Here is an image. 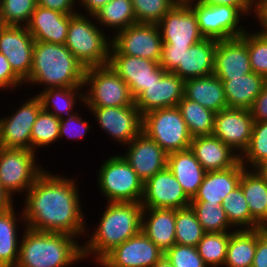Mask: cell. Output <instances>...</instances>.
<instances>
[{"label": "cell", "mask_w": 267, "mask_h": 267, "mask_svg": "<svg viewBox=\"0 0 267 267\" xmlns=\"http://www.w3.org/2000/svg\"><path fill=\"white\" fill-rule=\"evenodd\" d=\"M77 183V177L70 178L64 173L58 175L45 170L22 197L24 203L21 210L26 227L69 234L83 240L87 222L80 200V184Z\"/></svg>", "instance_id": "6da1fadb"}, {"label": "cell", "mask_w": 267, "mask_h": 267, "mask_svg": "<svg viewBox=\"0 0 267 267\" xmlns=\"http://www.w3.org/2000/svg\"><path fill=\"white\" fill-rule=\"evenodd\" d=\"M99 222L91 233L87 225L85 243H82L83 259H102L108 252L138 234L142 226L141 203L106 202ZM89 229V230H88ZM92 235H90V234Z\"/></svg>", "instance_id": "7a4b0ae2"}, {"label": "cell", "mask_w": 267, "mask_h": 267, "mask_svg": "<svg viewBox=\"0 0 267 267\" xmlns=\"http://www.w3.org/2000/svg\"><path fill=\"white\" fill-rule=\"evenodd\" d=\"M64 233L24 228L16 267H73L84 261L82 241Z\"/></svg>", "instance_id": "3957f363"}, {"label": "cell", "mask_w": 267, "mask_h": 267, "mask_svg": "<svg viewBox=\"0 0 267 267\" xmlns=\"http://www.w3.org/2000/svg\"><path fill=\"white\" fill-rule=\"evenodd\" d=\"M84 75L85 68L65 44L34 41L32 68L24 84L42 85V90L83 87Z\"/></svg>", "instance_id": "277c9868"}, {"label": "cell", "mask_w": 267, "mask_h": 267, "mask_svg": "<svg viewBox=\"0 0 267 267\" xmlns=\"http://www.w3.org/2000/svg\"><path fill=\"white\" fill-rule=\"evenodd\" d=\"M107 35L94 15L77 12L70 14L65 46L85 69L108 65L112 37Z\"/></svg>", "instance_id": "5b68a950"}, {"label": "cell", "mask_w": 267, "mask_h": 267, "mask_svg": "<svg viewBox=\"0 0 267 267\" xmlns=\"http://www.w3.org/2000/svg\"><path fill=\"white\" fill-rule=\"evenodd\" d=\"M99 165L97 186L107 202L140 203L144 182L120 155L115 154Z\"/></svg>", "instance_id": "8992f818"}, {"label": "cell", "mask_w": 267, "mask_h": 267, "mask_svg": "<svg viewBox=\"0 0 267 267\" xmlns=\"http://www.w3.org/2000/svg\"><path fill=\"white\" fill-rule=\"evenodd\" d=\"M83 88L86 107H122L135 103L126 82L109 65L86 68Z\"/></svg>", "instance_id": "52a82bcc"}, {"label": "cell", "mask_w": 267, "mask_h": 267, "mask_svg": "<svg viewBox=\"0 0 267 267\" xmlns=\"http://www.w3.org/2000/svg\"><path fill=\"white\" fill-rule=\"evenodd\" d=\"M142 132L158 143L167 154L190 149L193 139L177 106L143 115Z\"/></svg>", "instance_id": "ba28073f"}, {"label": "cell", "mask_w": 267, "mask_h": 267, "mask_svg": "<svg viewBox=\"0 0 267 267\" xmlns=\"http://www.w3.org/2000/svg\"><path fill=\"white\" fill-rule=\"evenodd\" d=\"M37 153L30 149L0 147V183L13 197L24 195L46 170L39 165Z\"/></svg>", "instance_id": "9c48e42d"}, {"label": "cell", "mask_w": 267, "mask_h": 267, "mask_svg": "<svg viewBox=\"0 0 267 267\" xmlns=\"http://www.w3.org/2000/svg\"><path fill=\"white\" fill-rule=\"evenodd\" d=\"M194 11L200 33L204 38L228 40L238 38L246 32L247 26L241 25L244 15L236 8L226 5H203L188 3Z\"/></svg>", "instance_id": "30bf717a"}, {"label": "cell", "mask_w": 267, "mask_h": 267, "mask_svg": "<svg viewBox=\"0 0 267 267\" xmlns=\"http://www.w3.org/2000/svg\"><path fill=\"white\" fill-rule=\"evenodd\" d=\"M101 131L119 145H127L142 132L143 116L135 103L122 107H86Z\"/></svg>", "instance_id": "8fae6325"}, {"label": "cell", "mask_w": 267, "mask_h": 267, "mask_svg": "<svg viewBox=\"0 0 267 267\" xmlns=\"http://www.w3.org/2000/svg\"><path fill=\"white\" fill-rule=\"evenodd\" d=\"M26 99L15 112L0 118V147L31 150L33 124L42 107L35 94Z\"/></svg>", "instance_id": "7c38bea8"}, {"label": "cell", "mask_w": 267, "mask_h": 267, "mask_svg": "<svg viewBox=\"0 0 267 267\" xmlns=\"http://www.w3.org/2000/svg\"><path fill=\"white\" fill-rule=\"evenodd\" d=\"M111 39L121 55L160 60L163 42L157 24L136 23L118 31Z\"/></svg>", "instance_id": "4fadbf2b"}, {"label": "cell", "mask_w": 267, "mask_h": 267, "mask_svg": "<svg viewBox=\"0 0 267 267\" xmlns=\"http://www.w3.org/2000/svg\"><path fill=\"white\" fill-rule=\"evenodd\" d=\"M128 85L134 100L155 81H159L166 72L159 62L121 55L112 45L108 64Z\"/></svg>", "instance_id": "5bb4252c"}, {"label": "cell", "mask_w": 267, "mask_h": 267, "mask_svg": "<svg viewBox=\"0 0 267 267\" xmlns=\"http://www.w3.org/2000/svg\"><path fill=\"white\" fill-rule=\"evenodd\" d=\"M157 25L162 44L191 47L204 39L196 15L186 1L177 2Z\"/></svg>", "instance_id": "9a60e30c"}, {"label": "cell", "mask_w": 267, "mask_h": 267, "mask_svg": "<svg viewBox=\"0 0 267 267\" xmlns=\"http://www.w3.org/2000/svg\"><path fill=\"white\" fill-rule=\"evenodd\" d=\"M191 199L183 191L173 173L166 167L143 184V208L179 209L190 206Z\"/></svg>", "instance_id": "2e32d148"}, {"label": "cell", "mask_w": 267, "mask_h": 267, "mask_svg": "<svg viewBox=\"0 0 267 267\" xmlns=\"http://www.w3.org/2000/svg\"><path fill=\"white\" fill-rule=\"evenodd\" d=\"M253 123L250 109L225 108L215 115L212 135L241 156L249 145Z\"/></svg>", "instance_id": "e0dca14e"}, {"label": "cell", "mask_w": 267, "mask_h": 267, "mask_svg": "<svg viewBox=\"0 0 267 267\" xmlns=\"http://www.w3.org/2000/svg\"><path fill=\"white\" fill-rule=\"evenodd\" d=\"M34 41L27 26L5 25L0 30V53L23 81L32 68Z\"/></svg>", "instance_id": "ac0fdd59"}, {"label": "cell", "mask_w": 267, "mask_h": 267, "mask_svg": "<svg viewBox=\"0 0 267 267\" xmlns=\"http://www.w3.org/2000/svg\"><path fill=\"white\" fill-rule=\"evenodd\" d=\"M164 252L142 230L108 252L102 260L110 267H152Z\"/></svg>", "instance_id": "d6986e66"}, {"label": "cell", "mask_w": 267, "mask_h": 267, "mask_svg": "<svg viewBox=\"0 0 267 267\" xmlns=\"http://www.w3.org/2000/svg\"><path fill=\"white\" fill-rule=\"evenodd\" d=\"M124 148L127 151L120 155L143 182L167 167L168 154L158 143L143 132L125 145Z\"/></svg>", "instance_id": "ffe728a7"}, {"label": "cell", "mask_w": 267, "mask_h": 267, "mask_svg": "<svg viewBox=\"0 0 267 267\" xmlns=\"http://www.w3.org/2000/svg\"><path fill=\"white\" fill-rule=\"evenodd\" d=\"M184 89L185 80L173 72H165L135 99V105L142 116L153 110L176 107L184 97Z\"/></svg>", "instance_id": "44dd1931"}, {"label": "cell", "mask_w": 267, "mask_h": 267, "mask_svg": "<svg viewBox=\"0 0 267 267\" xmlns=\"http://www.w3.org/2000/svg\"><path fill=\"white\" fill-rule=\"evenodd\" d=\"M247 43L241 38L219 40L215 50L214 74L219 79L252 73Z\"/></svg>", "instance_id": "7402d4cb"}, {"label": "cell", "mask_w": 267, "mask_h": 267, "mask_svg": "<svg viewBox=\"0 0 267 267\" xmlns=\"http://www.w3.org/2000/svg\"><path fill=\"white\" fill-rule=\"evenodd\" d=\"M190 150L206 172L226 170L240 161L236 152L213 135L194 137Z\"/></svg>", "instance_id": "603a6c76"}, {"label": "cell", "mask_w": 267, "mask_h": 267, "mask_svg": "<svg viewBox=\"0 0 267 267\" xmlns=\"http://www.w3.org/2000/svg\"><path fill=\"white\" fill-rule=\"evenodd\" d=\"M70 14L38 6L32 13L27 29L35 41L65 44Z\"/></svg>", "instance_id": "cb8c5ba5"}, {"label": "cell", "mask_w": 267, "mask_h": 267, "mask_svg": "<svg viewBox=\"0 0 267 267\" xmlns=\"http://www.w3.org/2000/svg\"><path fill=\"white\" fill-rule=\"evenodd\" d=\"M246 168L239 161L232 168L206 172L197 194L191 202H209L222 205L225 196L239 186Z\"/></svg>", "instance_id": "d4e9b609"}, {"label": "cell", "mask_w": 267, "mask_h": 267, "mask_svg": "<svg viewBox=\"0 0 267 267\" xmlns=\"http://www.w3.org/2000/svg\"><path fill=\"white\" fill-rule=\"evenodd\" d=\"M175 221V209L143 208L141 230L165 253L176 244Z\"/></svg>", "instance_id": "484cf974"}, {"label": "cell", "mask_w": 267, "mask_h": 267, "mask_svg": "<svg viewBox=\"0 0 267 267\" xmlns=\"http://www.w3.org/2000/svg\"><path fill=\"white\" fill-rule=\"evenodd\" d=\"M217 42L216 39L204 38L192 45L173 73L183 80L213 74Z\"/></svg>", "instance_id": "4316f807"}, {"label": "cell", "mask_w": 267, "mask_h": 267, "mask_svg": "<svg viewBox=\"0 0 267 267\" xmlns=\"http://www.w3.org/2000/svg\"><path fill=\"white\" fill-rule=\"evenodd\" d=\"M167 167L182 186L186 195L193 199L206 174L194 153L187 149L168 154Z\"/></svg>", "instance_id": "83f0119b"}, {"label": "cell", "mask_w": 267, "mask_h": 267, "mask_svg": "<svg viewBox=\"0 0 267 267\" xmlns=\"http://www.w3.org/2000/svg\"><path fill=\"white\" fill-rule=\"evenodd\" d=\"M15 206L0 212V267H16L19 257L22 233L17 230L19 226L26 228V224L23 211L18 213Z\"/></svg>", "instance_id": "f1b7e54d"}, {"label": "cell", "mask_w": 267, "mask_h": 267, "mask_svg": "<svg viewBox=\"0 0 267 267\" xmlns=\"http://www.w3.org/2000/svg\"><path fill=\"white\" fill-rule=\"evenodd\" d=\"M239 185L252 215V229L267 228V182L255 169H245Z\"/></svg>", "instance_id": "f546056e"}, {"label": "cell", "mask_w": 267, "mask_h": 267, "mask_svg": "<svg viewBox=\"0 0 267 267\" xmlns=\"http://www.w3.org/2000/svg\"><path fill=\"white\" fill-rule=\"evenodd\" d=\"M184 96L215 113L228 108L222 81L214 73L186 79Z\"/></svg>", "instance_id": "4dcf8cb0"}, {"label": "cell", "mask_w": 267, "mask_h": 267, "mask_svg": "<svg viewBox=\"0 0 267 267\" xmlns=\"http://www.w3.org/2000/svg\"><path fill=\"white\" fill-rule=\"evenodd\" d=\"M223 84L228 108L250 109L267 80L254 72L242 77L220 79Z\"/></svg>", "instance_id": "1f68e13d"}, {"label": "cell", "mask_w": 267, "mask_h": 267, "mask_svg": "<svg viewBox=\"0 0 267 267\" xmlns=\"http://www.w3.org/2000/svg\"><path fill=\"white\" fill-rule=\"evenodd\" d=\"M83 89V87L49 88L41 90L35 95L41 101L42 110L61 119L69 114L75 113V105L79 103L84 104Z\"/></svg>", "instance_id": "d6a6232c"}, {"label": "cell", "mask_w": 267, "mask_h": 267, "mask_svg": "<svg viewBox=\"0 0 267 267\" xmlns=\"http://www.w3.org/2000/svg\"><path fill=\"white\" fill-rule=\"evenodd\" d=\"M257 240L258 228L231 232L223 267H252Z\"/></svg>", "instance_id": "836d02e7"}, {"label": "cell", "mask_w": 267, "mask_h": 267, "mask_svg": "<svg viewBox=\"0 0 267 267\" xmlns=\"http://www.w3.org/2000/svg\"><path fill=\"white\" fill-rule=\"evenodd\" d=\"M94 17L104 31L109 29V32H113L111 37L118 31L137 23L131 0H112L100 8Z\"/></svg>", "instance_id": "e575fe53"}, {"label": "cell", "mask_w": 267, "mask_h": 267, "mask_svg": "<svg viewBox=\"0 0 267 267\" xmlns=\"http://www.w3.org/2000/svg\"><path fill=\"white\" fill-rule=\"evenodd\" d=\"M177 107L193 138L212 135L216 115L214 111L185 96L180 100Z\"/></svg>", "instance_id": "d590c367"}, {"label": "cell", "mask_w": 267, "mask_h": 267, "mask_svg": "<svg viewBox=\"0 0 267 267\" xmlns=\"http://www.w3.org/2000/svg\"><path fill=\"white\" fill-rule=\"evenodd\" d=\"M205 231L191 206L176 210L175 242L178 245L196 247Z\"/></svg>", "instance_id": "8d00e7d4"}, {"label": "cell", "mask_w": 267, "mask_h": 267, "mask_svg": "<svg viewBox=\"0 0 267 267\" xmlns=\"http://www.w3.org/2000/svg\"><path fill=\"white\" fill-rule=\"evenodd\" d=\"M231 232L205 233L197 244L198 254L208 267L224 266Z\"/></svg>", "instance_id": "74e56055"}, {"label": "cell", "mask_w": 267, "mask_h": 267, "mask_svg": "<svg viewBox=\"0 0 267 267\" xmlns=\"http://www.w3.org/2000/svg\"><path fill=\"white\" fill-rule=\"evenodd\" d=\"M190 206L194 210L205 233H221L236 230L228 221L225 210L220 204L190 202Z\"/></svg>", "instance_id": "f35d334b"}, {"label": "cell", "mask_w": 267, "mask_h": 267, "mask_svg": "<svg viewBox=\"0 0 267 267\" xmlns=\"http://www.w3.org/2000/svg\"><path fill=\"white\" fill-rule=\"evenodd\" d=\"M60 119L53 114L41 110L33 124L31 132V150L35 153L39 148L49 147L59 141Z\"/></svg>", "instance_id": "ab89813d"}, {"label": "cell", "mask_w": 267, "mask_h": 267, "mask_svg": "<svg viewBox=\"0 0 267 267\" xmlns=\"http://www.w3.org/2000/svg\"><path fill=\"white\" fill-rule=\"evenodd\" d=\"M221 206L236 230L252 229V215L240 185L225 196Z\"/></svg>", "instance_id": "60d3db41"}, {"label": "cell", "mask_w": 267, "mask_h": 267, "mask_svg": "<svg viewBox=\"0 0 267 267\" xmlns=\"http://www.w3.org/2000/svg\"><path fill=\"white\" fill-rule=\"evenodd\" d=\"M267 160V121H254L252 135L240 162L246 169H255Z\"/></svg>", "instance_id": "b9f144b4"}, {"label": "cell", "mask_w": 267, "mask_h": 267, "mask_svg": "<svg viewBox=\"0 0 267 267\" xmlns=\"http://www.w3.org/2000/svg\"><path fill=\"white\" fill-rule=\"evenodd\" d=\"M249 30L240 37L247 43L252 71L267 80V35Z\"/></svg>", "instance_id": "7bdbcfd3"}, {"label": "cell", "mask_w": 267, "mask_h": 267, "mask_svg": "<svg viewBox=\"0 0 267 267\" xmlns=\"http://www.w3.org/2000/svg\"><path fill=\"white\" fill-rule=\"evenodd\" d=\"M37 5V0H0L3 22L6 25L27 26Z\"/></svg>", "instance_id": "ee69618b"}, {"label": "cell", "mask_w": 267, "mask_h": 267, "mask_svg": "<svg viewBox=\"0 0 267 267\" xmlns=\"http://www.w3.org/2000/svg\"><path fill=\"white\" fill-rule=\"evenodd\" d=\"M137 23L158 24L180 0H131Z\"/></svg>", "instance_id": "f6af8a7d"}, {"label": "cell", "mask_w": 267, "mask_h": 267, "mask_svg": "<svg viewBox=\"0 0 267 267\" xmlns=\"http://www.w3.org/2000/svg\"><path fill=\"white\" fill-rule=\"evenodd\" d=\"M164 255L173 267H208L196 247L174 244Z\"/></svg>", "instance_id": "bcb514c9"}, {"label": "cell", "mask_w": 267, "mask_h": 267, "mask_svg": "<svg viewBox=\"0 0 267 267\" xmlns=\"http://www.w3.org/2000/svg\"><path fill=\"white\" fill-rule=\"evenodd\" d=\"M92 124H89L87 118L84 119L78 112L69 114L60 119L59 141L60 139L82 140L90 132ZM64 137V138H63Z\"/></svg>", "instance_id": "7dc6e473"}, {"label": "cell", "mask_w": 267, "mask_h": 267, "mask_svg": "<svg viewBox=\"0 0 267 267\" xmlns=\"http://www.w3.org/2000/svg\"><path fill=\"white\" fill-rule=\"evenodd\" d=\"M190 47L170 46L162 44L159 65L166 72H173L179 64H182V57Z\"/></svg>", "instance_id": "c3c4849f"}, {"label": "cell", "mask_w": 267, "mask_h": 267, "mask_svg": "<svg viewBox=\"0 0 267 267\" xmlns=\"http://www.w3.org/2000/svg\"><path fill=\"white\" fill-rule=\"evenodd\" d=\"M24 81L12 70L7 58L0 53V91H15L25 86Z\"/></svg>", "instance_id": "681fc988"}, {"label": "cell", "mask_w": 267, "mask_h": 267, "mask_svg": "<svg viewBox=\"0 0 267 267\" xmlns=\"http://www.w3.org/2000/svg\"><path fill=\"white\" fill-rule=\"evenodd\" d=\"M187 3H200L203 5H226L236 7L244 16L252 17L254 0H185Z\"/></svg>", "instance_id": "f907efd6"}, {"label": "cell", "mask_w": 267, "mask_h": 267, "mask_svg": "<svg viewBox=\"0 0 267 267\" xmlns=\"http://www.w3.org/2000/svg\"><path fill=\"white\" fill-rule=\"evenodd\" d=\"M252 267H267V228H258V240Z\"/></svg>", "instance_id": "816d5d0a"}, {"label": "cell", "mask_w": 267, "mask_h": 267, "mask_svg": "<svg viewBox=\"0 0 267 267\" xmlns=\"http://www.w3.org/2000/svg\"><path fill=\"white\" fill-rule=\"evenodd\" d=\"M78 0H37L38 6L58 11L63 14H75L78 12L76 3Z\"/></svg>", "instance_id": "f5cc1de1"}, {"label": "cell", "mask_w": 267, "mask_h": 267, "mask_svg": "<svg viewBox=\"0 0 267 267\" xmlns=\"http://www.w3.org/2000/svg\"><path fill=\"white\" fill-rule=\"evenodd\" d=\"M254 121H267V83L250 108Z\"/></svg>", "instance_id": "db71d44e"}, {"label": "cell", "mask_w": 267, "mask_h": 267, "mask_svg": "<svg viewBox=\"0 0 267 267\" xmlns=\"http://www.w3.org/2000/svg\"><path fill=\"white\" fill-rule=\"evenodd\" d=\"M255 21L260 27L256 31L267 35V0H254L253 16Z\"/></svg>", "instance_id": "11a10c76"}, {"label": "cell", "mask_w": 267, "mask_h": 267, "mask_svg": "<svg viewBox=\"0 0 267 267\" xmlns=\"http://www.w3.org/2000/svg\"><path fill=\"white\" fill-rule=\"evenodd\" d=\"M112 0H78V13L83 12L82 14L95 15L96 12L102 8L105 4L111 2ZM85 10V13H84Z\"/></svg>", "instance_id": "9f6ffc18"}, {"label": "cell", "mask_w": 267, "mask_h": 267, "mask_svg": "<svg viewBox=\"0 0 267 267\" xmlns=\"http://www.w3.org/2000/svg\"><path fill=\"white\" fill-rule=\"evenodd\" d=\"M14 197H12L0 183V212L9 210L14 204Z\"/></svg>", "instance_id": "6f0895ef"}, {"label": "cell", "mask_w": 267, "mask_h": 267, "mask_svg": "<svg viewBox=\"0 0 267 267\" xmlns=\"http://www.w3.org/2000/svg\"><path fill=\"white\" fill-rule=\"evenodd\" d=\"M255 170L267 182V160L258 165Z\"/></svg>", "instance_id": "680465c9"}, {"label": "cell", "mask_w": 267, "mask_h": 267, "mask_svg": "<svg viewBox=\"0 0 267 267\" xmlns=\"http://www.w3.org/2000/svg\"><path fill=\"white\" fill-rule=\"evenodd\" d=\"M152 267H173L171 262L163 255Z\"/></svg>", "instance_id": "91938a15"}, {"label": "cell", "mask_w": 267, "mask_h": 267, "mask_svg": "<svg viewBox=\"0 0 267 267\" xmlns=\"http://www.w3.org/2000/svg\"><path fill=\"white\" fill-rule=\"evenodd\" d=\"M93 263L98 264L97 266H101V267H110L108 264H106L102 259H96V260H92Z\"/></svg>", "instance_id": "94428289"}, {"label": "cell", "mask_w": 267, "mask_h": 267, "mask_svg": "<svg viewBox=\"0 0 267 267\" xmlns=\"http://www.w3.org/2000/svg\"><path fill=\"white\" fill-rule=\"evenodd\" d=\"M6 24L3 22L2 13L0 9V30L5 26Z\"/></svg>", "instance_id": "6125c7cd"}]
</instances>
